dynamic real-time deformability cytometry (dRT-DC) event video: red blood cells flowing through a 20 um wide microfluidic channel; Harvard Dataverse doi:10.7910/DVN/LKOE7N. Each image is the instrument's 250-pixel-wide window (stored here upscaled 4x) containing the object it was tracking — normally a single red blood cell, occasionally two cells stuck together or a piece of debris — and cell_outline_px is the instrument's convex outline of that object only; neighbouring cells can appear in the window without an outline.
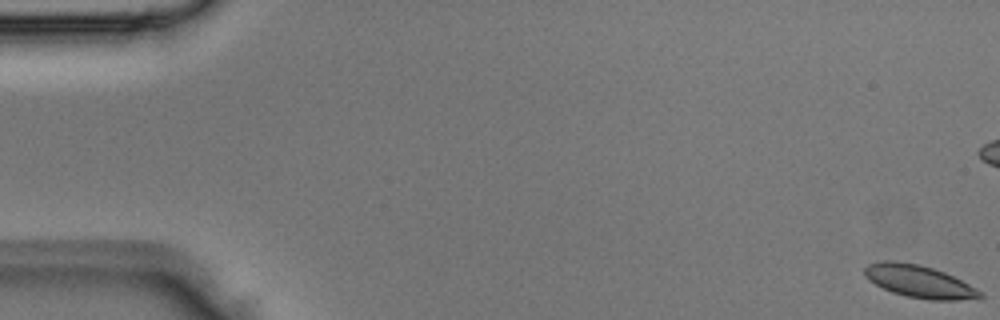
{"species": "Egyptian fruit bat (a non-hibernating species)", "species_latin": "Rousettus aegyptiacus", "temperature_condition": "room temperature", "stored_images_in_passage": 5, "camera_frame_rate_fps": 3000, "um_per_image_px": 0.085, "animal": {"sex": "male"}, "frame": {"image": 1, "passage_image": 1, "time_ms": 0.0, "image_size_px": [1000, 320], "cell_outline_px": [[984, 296], [956, 300], [932, 300], [908, 296], [892, 292], [868, 280], [864, 276], [864, 268], [868, 264], [880, 260], [896, 260], [920, 264], [944, 272], [984, 292]], "centroid_in_image_um": [78.08, 23.9], "position_along_channel_um": 6.9, "area_um2": 21.73}}